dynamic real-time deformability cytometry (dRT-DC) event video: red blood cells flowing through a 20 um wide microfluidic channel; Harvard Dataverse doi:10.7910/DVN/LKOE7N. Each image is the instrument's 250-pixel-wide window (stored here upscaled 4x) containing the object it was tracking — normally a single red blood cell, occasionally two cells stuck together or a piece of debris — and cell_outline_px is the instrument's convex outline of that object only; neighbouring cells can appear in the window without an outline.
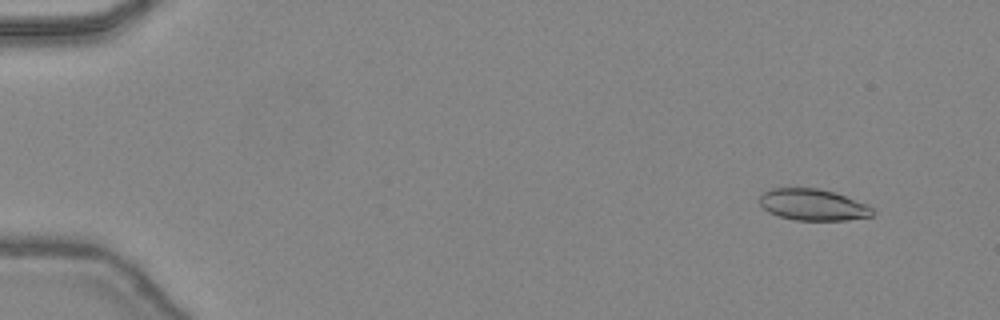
{"species": "common noctule bat (a hibernating species)", "species_latin": "Nyctalus noctula", "temperature_condition": "warm", "stored_images_in_passage": 48, "camera_frame_rate_fps": 3000, "um_per_image_px": 0.085, "animal": {"sex": "female", "body_mass_g": 24.6, "forearm_length_mm": 56.2}, "frame": {"image": 1, "passage_image": 5, "time_ms": 1.333, "image_size_px": [1000, 320], "cell_outline_px": [[876, 212], [872, 216], [848, 220], [796, 220], [780, 216], [768, 212], [760, 204], [760, 196], [764, 192], [772, 188], [816, 188], [832, 192], [868, 204]], "centroid_in_image_um": [69.12, 17.41], "position_along_channel_um": 15.9, "area_um2": 20.58}}
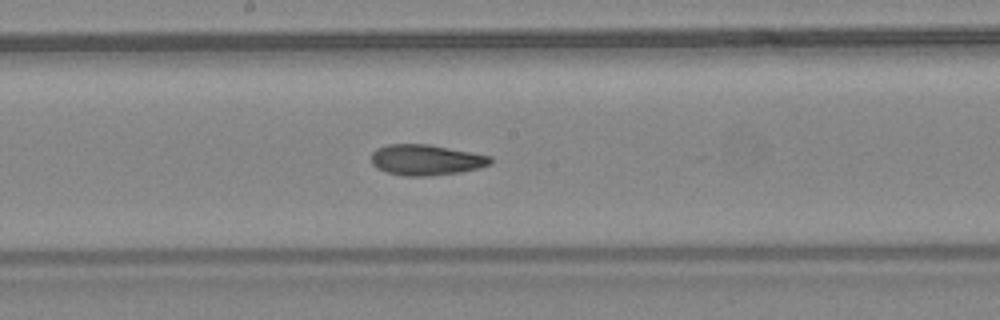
{"frame": {"image": 2, "passage_image": 27, "time_ms": 8.667, "image_size_px": [1000, 320], "cell_outline_px": [[492, 164], [480, 168], [460, 172], [428, 176], [404, 176], [388, 172], [376, 168], [372, 164], [372, 152], [376, 148], [388, 144], [428, 144], [492, 156]], "centroid_in_image_um": [36.22, 13.59], "position_along_channel_um": 212.0, "area_um2": 21.39}}
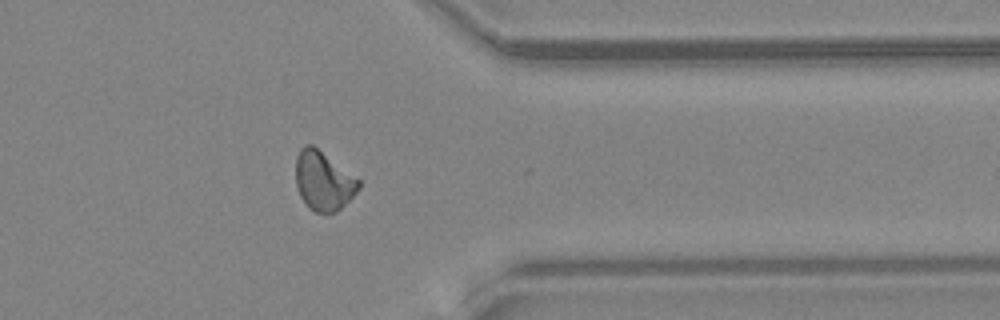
{"frame": {"image": 3, "passage_image": 39, "time_ms": 12.667, "image_size_px": [1000, 320], "cell_outline_px": [[360, 188], [336, 212], [316, 212], [308, 208], [300, 196], [296, 184], [296, 156], [300, 148], [304, 144], [312, 144], [360, 180]], "centroid_in_image_um": [27.46, 15.36], "position_along_channel_um": 383.9, "area_um2": 21.5}, "authors_computed_cell_mechanics": {"area_um2": 21.2704, "velocity_mm_per_s": 4.4926, "shape_relaxation_time_tau1_ms": 9.4863, "shape_relaxation_time_tau2_ms": 2.6052, "deformation_change_tau1": 0.2171, "deformation_change_tau2": 0.0807}}